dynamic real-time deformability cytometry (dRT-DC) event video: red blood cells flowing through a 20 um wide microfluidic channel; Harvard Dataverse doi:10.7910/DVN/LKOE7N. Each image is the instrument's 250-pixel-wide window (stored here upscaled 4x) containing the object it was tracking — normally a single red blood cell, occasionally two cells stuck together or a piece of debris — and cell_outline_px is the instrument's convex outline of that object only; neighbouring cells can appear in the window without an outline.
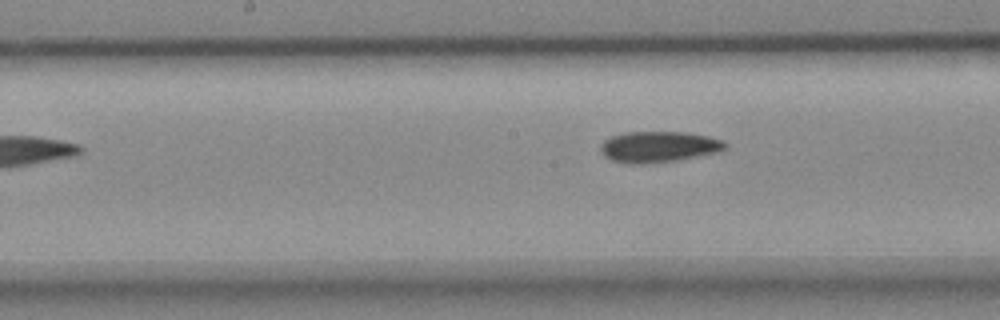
{"species": "common noctule bat (a hibernating species)", "species_latin": "Nyctalus noctula", "temperature_condition": "cold", "stored_images_in_passage": 7, "camera_frame_rate_fps": 3000, "um_per_image_px": 0.085, "animal": {"sex": "female", "body_mass_g": 18.4}, "frame": {"image": 1, "passage_image": 7, "time_ms": 2.0, "image_size_px": [1000, 320], "cell_outline_px": [[728, 148], [716, 152], [676, 160], [640, 164], [628, 164], [612, 160], [604, 156], [600, 152], [600, 144], [604, 140], [612, 136], [624, 132], [684, 132], [708, 136], [724, 140], [728, 144]], "centroid_in_image_um": [55.97, 12.47], "position_along_channel_um": 192.2, "area_um2": 22.54}}